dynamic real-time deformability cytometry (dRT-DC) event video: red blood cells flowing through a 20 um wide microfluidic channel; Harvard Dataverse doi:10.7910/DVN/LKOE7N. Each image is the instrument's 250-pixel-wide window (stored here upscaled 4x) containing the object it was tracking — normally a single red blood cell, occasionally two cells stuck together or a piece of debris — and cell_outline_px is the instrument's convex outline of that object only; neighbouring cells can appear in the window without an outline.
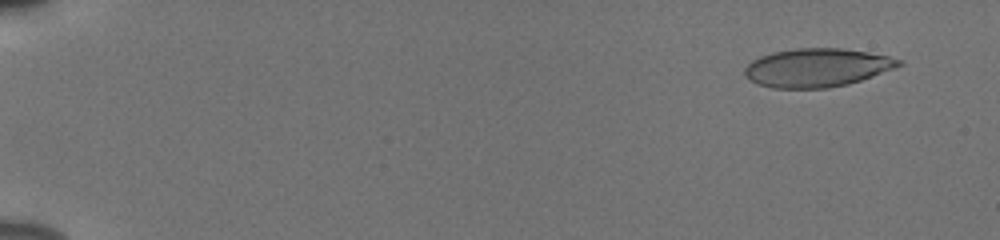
{"species": "human", "species_latin": "Homo sapiens", "temperature_condition": "cold", "stored_images_in_passage": 55, "camera_frame_rate_fps": 3000, "um_per_image_px": 0.085, "donor": {"sex": "male"}, "frame": {"image": 1, "passage_image": 4, "time_ms": 1.0, "image_size_px": [1000, 240], "cell_outline_px": [[904, 64], [872, 76], [848, 84], [828, 88], [772, 88], [756, 84], [748, 80], [744, 76], [744, 68], [752, 60], [760, 56], [772, 52], [796, 48], [840, 48], [868, 52], [888, 56], [904, 60]], "centroid_in_image_um": [69.41, 5.75], "position_along_channel_um": 15.6, "area_um2": 34.74}}
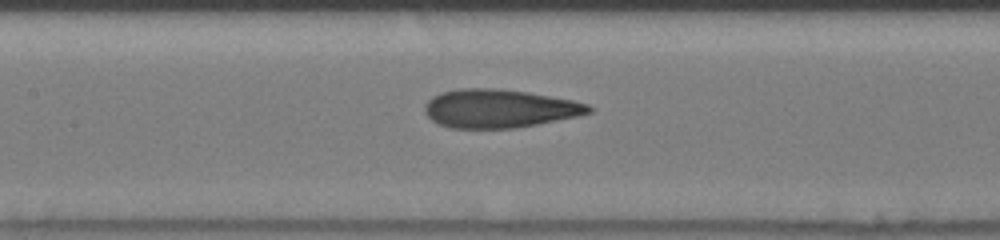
{"frame": {"image": 2, "passage_image": 28, "time_ms": 9.0, "image_size_px": [1000, 240], "cell_outline_px": [[592, 112], [576, 116], [516, 128], [448, 128], [432, 120], [424, 112], [424, 104], [432, 96], [440, 92], [460, 88], [500, 88], [528, 92], [572, 100], [588, 104], [592, 108]], "centroid_in_image_um": [42.39, 9.21], "position_along_channel_um": 165.0, "area_um2": 36.76}}
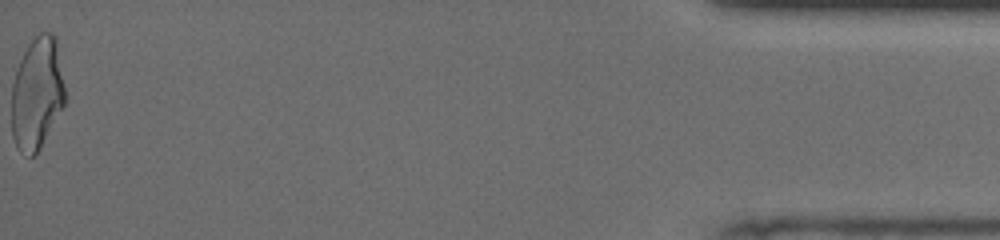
{"frame": {"image": 3, "passage_image": 55, "time_ms": 18.0, "image_size_px": [1000, 240], "cell_outline_px": [[64, 104], [40, 148], [32, 156], [28, 156], [20, 152], [16, 148], [12, 136], [12, 84], [16, 68], [28, 44], [40, 32], [52, 32], [56, 36], [64, 84]], "centroid_in_image_um": [3.13, 7.93], "position_along_channel_um": 432.1, "area_um2": 34.91}, "authors_computed_cell_mechanics": {"area_um2": 35.9516, "velocity_mm_per_s": 3.8705, "shape_relaxation_time_tau1_ms": 4.6881, "shape_relaxation_time_tau2_ms": 1.3362, "deformation_change_tau1": 0.199, "deformation_change_tau2": 0.0977}}